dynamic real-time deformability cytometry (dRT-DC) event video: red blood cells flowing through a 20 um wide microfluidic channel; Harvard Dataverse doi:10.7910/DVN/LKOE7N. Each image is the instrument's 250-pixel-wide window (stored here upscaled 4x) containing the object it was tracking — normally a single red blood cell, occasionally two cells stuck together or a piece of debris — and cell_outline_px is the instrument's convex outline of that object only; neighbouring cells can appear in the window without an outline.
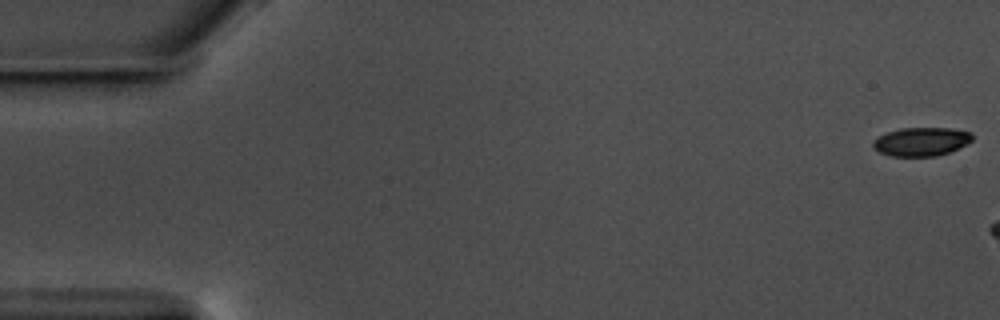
{"species": "common noctule bat (a hibernating species)", "species_latin": "Nyctalus noctula", "temperature_condition": "warm", "stored_images_in_passage": 8, "camera_frame_rate_fps": 3000, "um_per_image_px": 0.085, "animal": {"sex": "male", "body_mass_g": 17.5, "forearm_length_mm": 52.3}, "frame": {"image": 1, "passage_image": 1, "time_ms": 0.0, "image_size_px": [1000, 320], "cell_outline_px": [[972, 140], [968, 144], [948, 152], [936, 156], [892, 156], [880, 152], [872, 144], [880, 136], [888, 132], [900, 128], [948, 128], [972, 132]], "centroid_in_image_um": [78.36, 12.03], "position_along_channel_um": 6.6, "area_um2": 16.3}}